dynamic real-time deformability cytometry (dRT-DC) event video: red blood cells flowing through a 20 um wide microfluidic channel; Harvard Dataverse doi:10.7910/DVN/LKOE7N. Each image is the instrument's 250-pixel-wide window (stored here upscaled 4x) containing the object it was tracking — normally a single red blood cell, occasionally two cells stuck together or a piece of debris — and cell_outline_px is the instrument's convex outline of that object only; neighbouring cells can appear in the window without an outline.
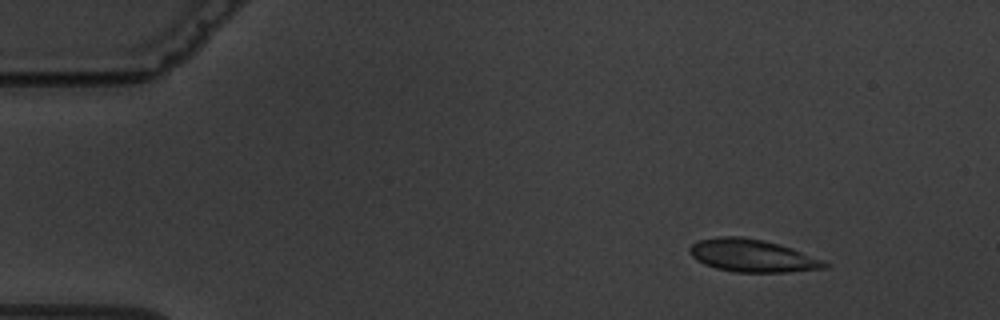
{"species": "common noctule bat (a hibernating species)", "species_latin": "Nyctalus noctula", "temperature_condition": "warm", "stored_images_in_passage": 5, "camera_frame_rate_fps": 3000, "um_per_image_px": 0.085, "animal": {"sex": "male", "body_mass_g": 19.5, "forearm_length_mm": 54.6}, "frame": {"image": 1, "passage_image": 2, "time_ms": 1.333, "image_size_px": [1000, 320], "cell_outline_px": [[828, 268], [788, 272], [736, 272], [716, 268], [704, 264], [696, 260], [688, 252], [688, 248], [692, 244], [700, 240], [720, 236], [740, 236], [764, 240], [780, 244], [792, 248], [824, 260], [828, 264]], "centroid_in_image_um": [63.95, 21.73], "position_along_channel_um": 21.1, "area_um2": 25.78}}
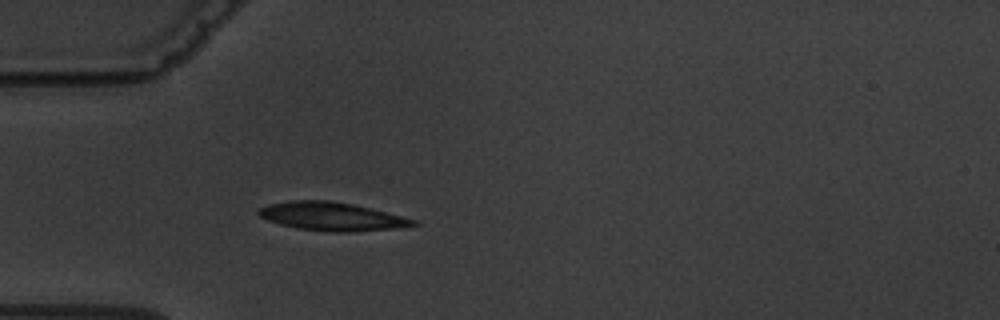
{"frame": {"image": 2, "passage_image": 5, "time_ms": 4.667, "image_size_px": [1000, 320], "cell_outline_px": [[420, 224], [392, 228], [352, 232], [328, 232], [296, 228], [280, 224], [268, 220], [260, 216], [256, 212], [260, 208], [268, 204], [292, 200], [328, 200], [352, 204], [372, 208], [416, 220]], "centroid_in_image_um": [28.17, 18.39], "position_along_channel_um": 56.8, "area_um2": 25.49}}